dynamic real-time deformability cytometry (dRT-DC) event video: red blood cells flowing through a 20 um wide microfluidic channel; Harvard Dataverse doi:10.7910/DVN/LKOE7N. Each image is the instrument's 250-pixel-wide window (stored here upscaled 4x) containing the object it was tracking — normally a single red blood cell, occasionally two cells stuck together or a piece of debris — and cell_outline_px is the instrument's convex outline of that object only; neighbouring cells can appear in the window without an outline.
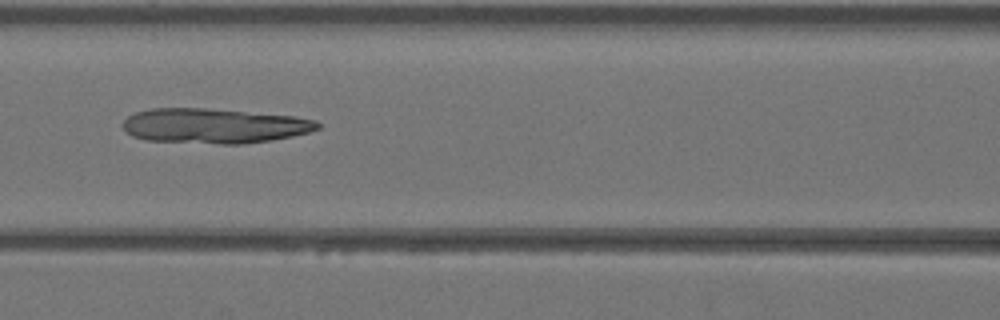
{"species": "Egyptian fruit bat (a non-hibernating species)", "species_latin": "Rousettus aegyptiacus", "temperature_condition": "warm", "stored_images_in_passage": 43, "camera_frame_rate_fps": 3000, "um_per_image_px": 0.085, "animal": {"sex": "female"}, "frame": {"image": 1, "passage_image": 19, "time_ms": 6.0, "image_size_px": [1000, 320], "cell_outline_px": [[320, 128], [308, 132], [292, 136], [268, 140], [240, 144], [220, 144], [148, 140], [132, 136], [124, 132], [120, 124], [128, 116], [136, 112], [152, 108], [204, 108], [296, 116], [316, 120], [320, 124]], "centroid_in_image_um": [18.16, 10.69], "position_along_channel_um": 148.4, "area_um2": 39.65}}
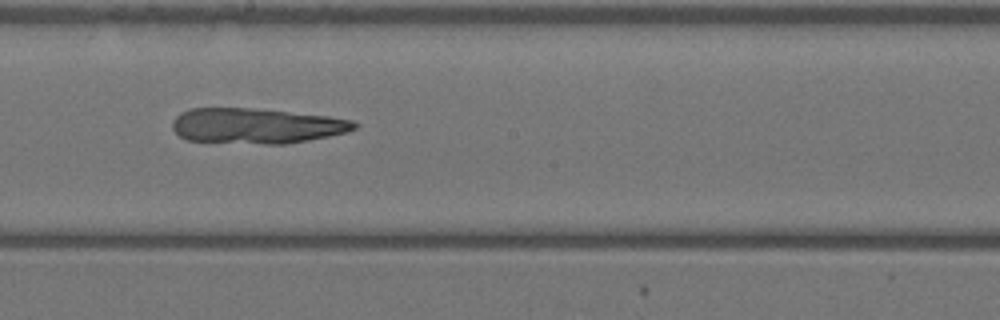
{"frame": {"image": 2, "passage_image": 24, "time_ms": 7.667, "image_size_px": [1000, 320], "cell_outline_px": [[360, 124], [356, 128], [348, 132], [308, 140], [284, 144], [264, 144], [188, 140], [180, 136], [172, 128], [172, 120], [180, 112], [192, 108], [248, 108], [328, 116], [352, 120]], "centroid_in_image_um": [21.79, 10.69], "position_along_channel_um": 226.4, "area_um2": 37.28}}
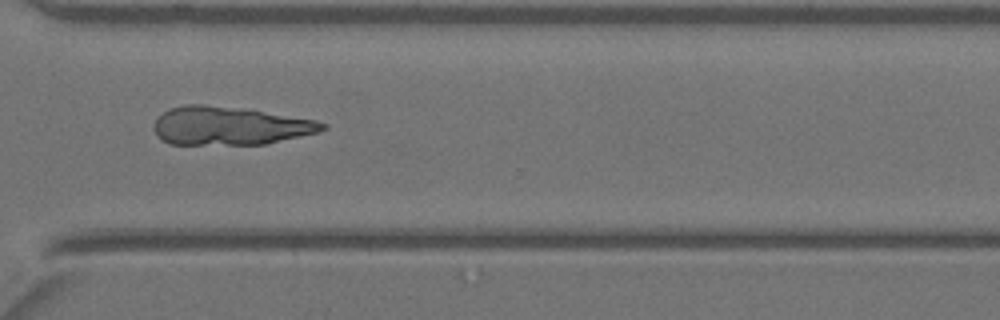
{"frame": {"image": 3, "passage_image": 32, "time_ms": 10.333, "image_size_px": [1000, 320], "cell_outline_px": [[328, 128], [320, 132], [264, 144], [168, 144], [160, 140], [156, 136], [152, 128], [156, 120], [164, 112], [172, 108], [184, 104], [204, 104], [316, 120], [328, 124]], "centroid_in_image_um": [19.48, 10.72], "position_along_channel_um": 351.1, "area_um2": 37.17}}